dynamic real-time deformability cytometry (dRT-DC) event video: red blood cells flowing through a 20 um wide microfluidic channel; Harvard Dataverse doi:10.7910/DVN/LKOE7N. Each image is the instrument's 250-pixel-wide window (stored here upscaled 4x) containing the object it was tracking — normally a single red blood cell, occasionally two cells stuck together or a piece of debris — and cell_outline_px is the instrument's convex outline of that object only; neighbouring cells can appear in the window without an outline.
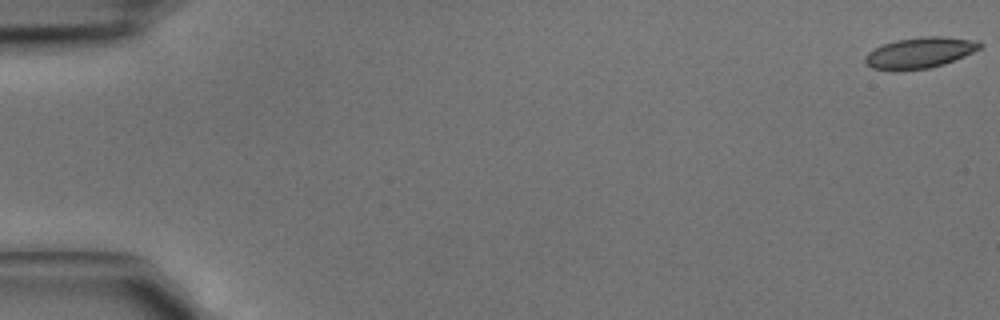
{"species": "common noctule bat (a hibernating species)", "species_latin": "Nyctalus noctula", "temperature_condition": "cold", "stored_images_in_passage": 4, "camera_frame_rate_fps": 3000, "um_per_image_px": 0.085, "animal": {"sex": "male", "body_mass_g": 15.6}, "frame": {"image": 1, "passage_image": 1, "time_ms": 0.0, "image_size_px": [1000, 320], "cell_outline_px": [[984, 44], [980, 48], [964, 56], [944, 64], [928, 68], [872, 68], [864, 60], [864, 56], [868, 52], [884, 44], [896, 40], [920, 36], [940, 36], [968, 40]], "centroid_in_image_um": [78.19, 4.45], "position_along_channel_um": 6.8, "area_um2": 19.77}}
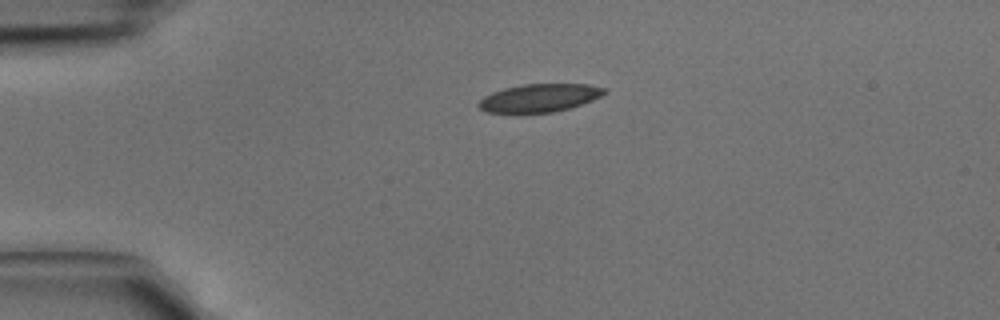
{"frame": {"image": 2, "passage_image": 3, "time_ms": 0.667, "image_size_px": [1000, 320], "cell_outline_px": [[608, 92], [592, 100], [568, 108], [552, 112], [484, 112], [476, 104], [484, 96], [492, 92], [504, 88], [524, 84], [588, 84], [604, 88]], "centroid_in_image_um": [45.83, 8.31], "position_along_channel_um": 39.2, "area_um2": 20.29}}